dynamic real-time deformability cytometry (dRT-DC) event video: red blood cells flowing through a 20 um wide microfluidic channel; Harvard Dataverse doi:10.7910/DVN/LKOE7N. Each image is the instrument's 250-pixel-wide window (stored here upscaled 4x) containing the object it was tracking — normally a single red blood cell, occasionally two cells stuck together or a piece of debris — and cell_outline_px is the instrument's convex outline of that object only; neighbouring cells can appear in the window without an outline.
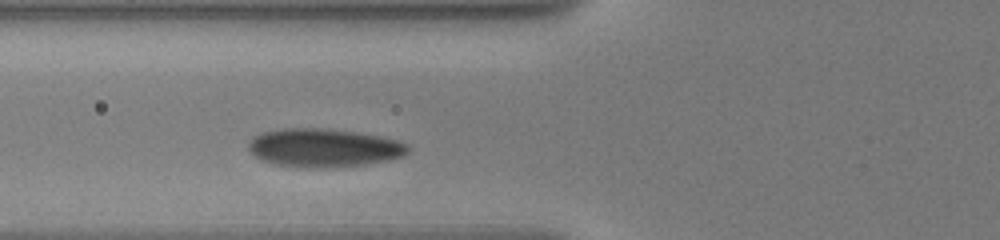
{"species": "human", "species_latin": "Homo sapiens", "temperature_condition": "warm", "stored_images_in_passage": 3, "camera_frame_rate_fps": 3000, "um_per_image_px": 0.085, "donor": {"sex": "male"}, "frame": {"image": 1, "passage_image": 3, "time_ms": 2.0, "image_size_px": [1000, 240], "cell_outline_px": [[408, 152], [404, 156], [388, 160], [364, 164], [308, 168], [272, 164], [260, 160], [248, 148], [248, 140], [252, 136], [260, 132], [284, 128], [324, 128], [356, 132], [380, 136], [396, 140], [408, 144]], "centroid_in_image_um": [27.47, 12.55], "position_along_channel_um": 98.3, "area_um2": 35.72}}